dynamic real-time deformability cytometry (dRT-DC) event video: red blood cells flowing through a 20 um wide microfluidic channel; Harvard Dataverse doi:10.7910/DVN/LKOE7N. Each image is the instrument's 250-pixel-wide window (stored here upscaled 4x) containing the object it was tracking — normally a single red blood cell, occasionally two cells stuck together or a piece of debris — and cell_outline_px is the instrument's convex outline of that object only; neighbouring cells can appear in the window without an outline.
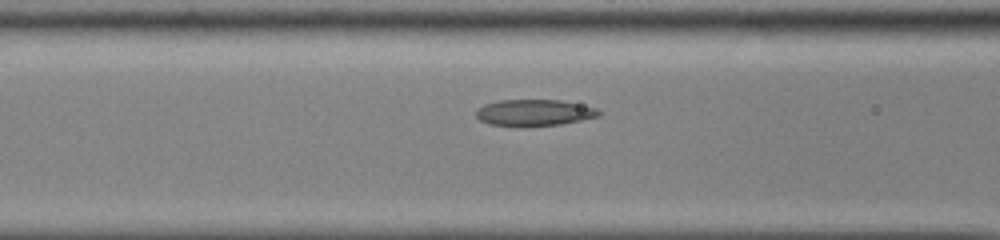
{"species": "common noctule bat (a hibernating species)", "species_latin": "Nyctalus noctula", "temperature_condition": "cold", "stored_images_in_passage": 25, "camera_frame_rate_fps": 3000, "um_per_image_px": 0.085, "animal": {"sex": "male", "body_mass_g": 13.0, "forearm_length_mm": 53.1}, "frame": {"image": 1, "passage_image": 13, "time_ms": 4.0, "image_size_px": [1000, 240], "cell_outline_px": [[604, 112], [600, 116], [560, 124], [524, 128], [488, 124], [480, 120], [476, 116], [476, 108], [484, 104], [500, 100], [560, 100], [596, 108]], "centroid_in_image_um": [45.38, 9.6], "position_along_channel_um": 121.2, "area_um2": 19.31}}
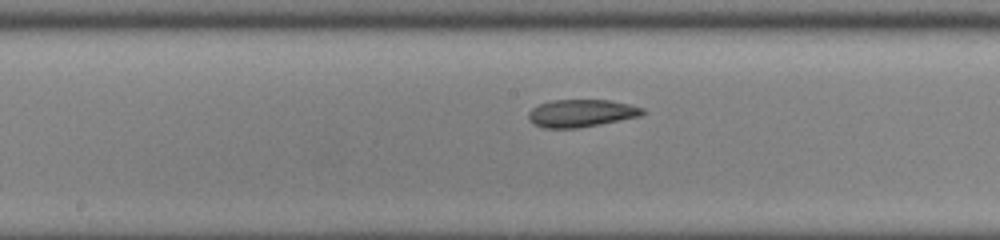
{"frame": {"image": 2, "passage_image": 19, "time_ms": 6.0, "image_size_px": [1000, 240], "cell_outline_px": [[644, 112], [640, 116], [600, 124], [576, 128], [544, 128], [528, 120], [528, 112], [532, 108], [540, 104], [552, 100], [608, 100], [628, 104], [644, 108]], "centroid_in_image_um": [49.38, 9.62], "position_along_channel_um": 198.8, "area_um2": 18.15}}
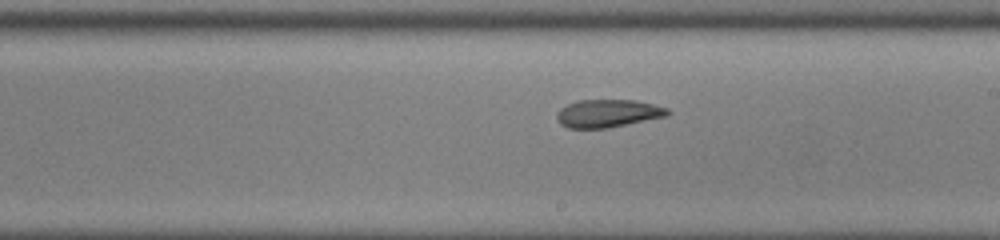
{"frame": {"image": 3, "passage_image": 22, "time_ms": 7.0, "image_size_px": [1000, 240], "cell_outline_px": [[672, 112], [668, 116], [608, 128], [568, 128], [560, 124], [556, 120], [556, 112], [560, 108], [576, 100], [636, 100], [668, 108]], "centroid_in_image_um": [51.66, 9.64], "position_along_channel_um": 237.3, "area_um2": 18.21}}